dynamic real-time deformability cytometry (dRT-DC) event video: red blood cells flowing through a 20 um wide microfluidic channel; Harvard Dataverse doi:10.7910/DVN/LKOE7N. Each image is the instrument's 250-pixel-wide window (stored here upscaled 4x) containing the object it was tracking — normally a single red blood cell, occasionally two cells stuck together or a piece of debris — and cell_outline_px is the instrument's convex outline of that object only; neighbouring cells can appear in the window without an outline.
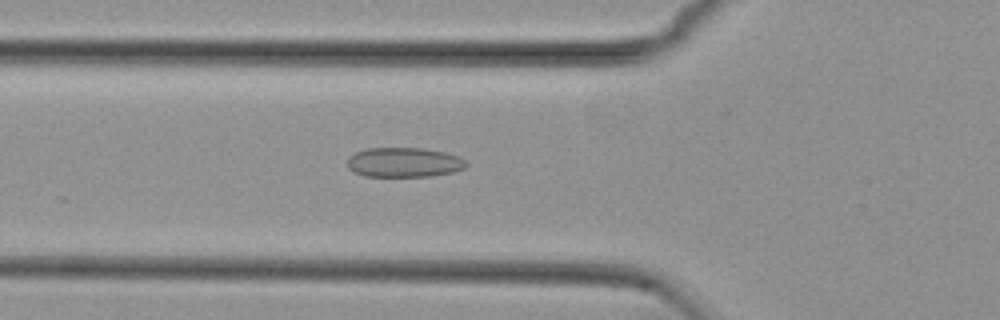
{"species": "common noctule bat (a hibernating species)", "species_latin": "Nyctalus noctula", "temperature_condition": "cold", "stored_images_in_passage": 54, "camera_frame_rate_fps": 3000, "um_per_image_px": 0.085, "animal": {"sex": "female", "body_mass_g": 29.2, "forearm_length_mm": 56.3}, "frame": {"image": 1, "passage_image": 19, "time_ms": 6.0, "image_size_px": [1000, 320], "cell_outline_px": [[468, 164], [464, 168], [452, 172], [432, 176], [364, 176], [348, 168], [348, 156], [356, 152], [368, 148], [420, 148], [444, 152], [460, 156]], "centroid_in_image_um": [34.34, 13.8], "position_along_channel_um": 91.5, "area_um2": 20.46}}
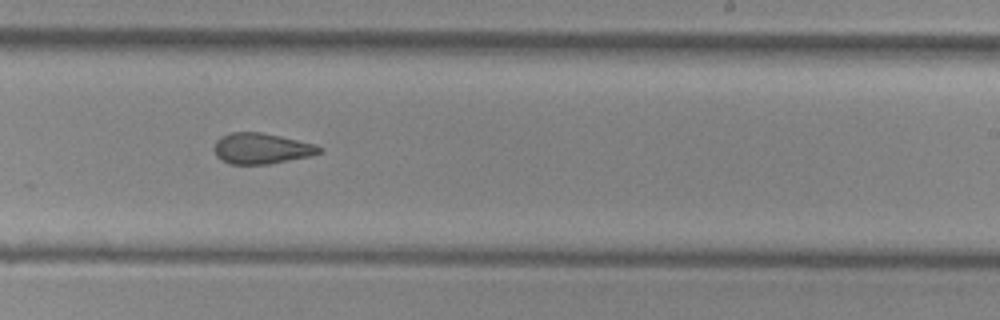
{"frame": {"image": 2, "passage_image": 33, "time_ms": 10.667, "image_size_px": [1000, 320], "cell_outline_px": [[324, 148], [320, 152], [312, 156], [268, 164], [228, 164], [220, 160], [216, 156], [216, 140], [220, 136], [232, 132], [260, 132], [280, 136], [316, 144]], "centroid_in_image_um": [22.24, 12.62], "position_along_channel_um": 266.8, "area_um2": 18.9}}
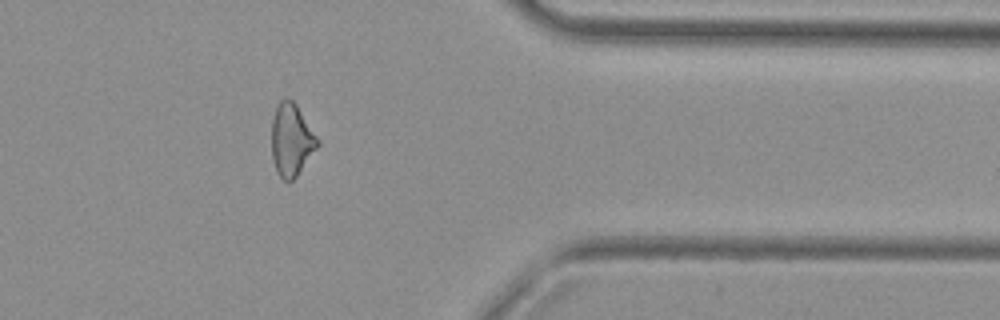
{"frame": {"image": 3, "passage_image": 44, "time_ms": 14.333, "image_size_px": [1000, 320], "cell_outline_px": [[320, 144], [296, 176], [288, 184], [276, 172], [272, 160], [272, 120], [276, 104], [280, 100], [292, 100], [296, 104], [320, 140]], "centroid_in_image_um": [24.77, 11.91], "position_along_channel_um": 386.6, "area_um2": 19.42}, "authors_computed_cell_mechanics": {"area_um2": 20.2589, "velocity_mm_per_s": 3.7573, "shape_relaxation_time_tau1_ms": null, "shape_relaxation_time_tau2_ms": 3.8062, "deformation_change_tau1": null, "deformation_change_tau2": 0.1049}}